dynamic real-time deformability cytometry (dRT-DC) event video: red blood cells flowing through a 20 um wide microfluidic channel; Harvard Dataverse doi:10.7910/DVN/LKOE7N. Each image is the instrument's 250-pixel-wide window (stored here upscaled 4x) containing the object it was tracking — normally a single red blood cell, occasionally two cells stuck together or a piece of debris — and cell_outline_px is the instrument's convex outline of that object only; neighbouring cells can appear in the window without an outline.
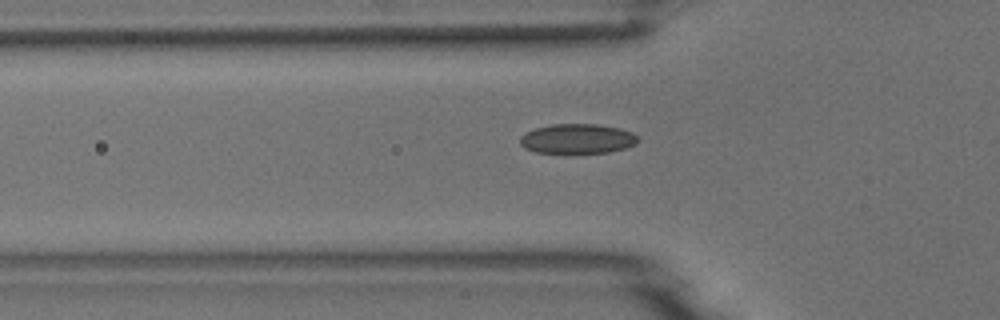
{"species": "common noctule bat (a hibernating species)", "species_latin": "Nyctalus noctula", "temperature_condition": "room temperature", "stored_images_in_passage": 37, "camera_frame_rate_fps": 3000, "um_per_image_px": 0.085, "animal": {"sex": "male", "body_mass_g": 18.8}, "frame": {"image": 1, "passage_image": 2, "time_ms": 0.333, "image_size_px": [1000, 320], "cell_outline_px": [[640, 140], [636, 144], [624, 148], [608, 152], [564, 156], [536, 152], [524, 148], [520, 144], [520, 136], [524, 132], [536, 128], [552, 124], [596, 124], [620, 128], [632, 132]], "centroid_in_image_um": [49.03, 11.84], "position_along_channel_um": 76.8, "area_um2": 21.33}}
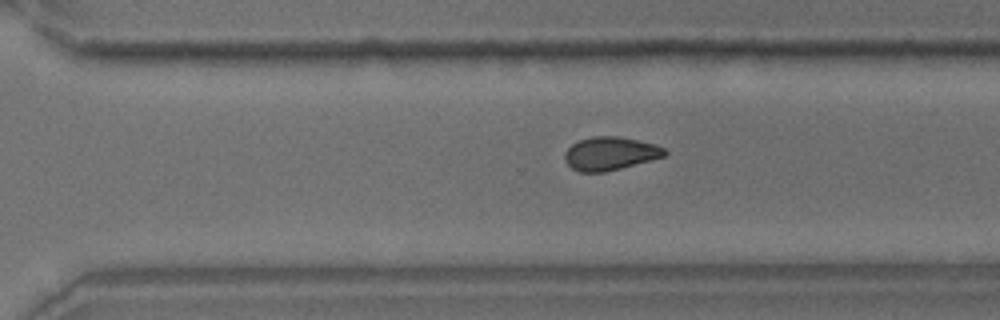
{"frame": {"image": 2, "passage_image": 21, "time_ms": 6.667, "image_size_px": [1000, 320], "cell_outline_px": [[668, 152], [664, 156], [620, 168], [604, 172], [580, 172], [572, 168], [564, 160], [564, 152], [572, 144], [580, 140], [592, 136], [616, 136], [656, 144], [664, 148]], "centroid_in_image_um": [51.83, 13.04], "position_along_channel_um": 318.8, "area_um2": 19.19}}
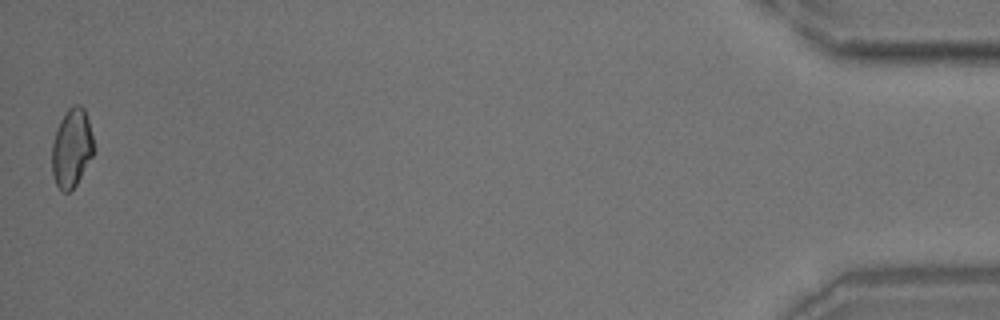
{"frame": {"image": 3, "passage_image": 37, "time_ms": 12.0, "image_size_px": [1000, 320], "cell_outline_px": [[96, 152], [76, 184], [68, 192], [64, 192], [56, 184], [52, 172], [52, 144], [60, 120], [68, 108], [72, 104], [80, 104], [84, 108], [88, 120], [96, 148]], "centroid_in_image_um": [6.13, 12.56], "position_along_channel_um": 429.1, "area_um2": 19.31}}